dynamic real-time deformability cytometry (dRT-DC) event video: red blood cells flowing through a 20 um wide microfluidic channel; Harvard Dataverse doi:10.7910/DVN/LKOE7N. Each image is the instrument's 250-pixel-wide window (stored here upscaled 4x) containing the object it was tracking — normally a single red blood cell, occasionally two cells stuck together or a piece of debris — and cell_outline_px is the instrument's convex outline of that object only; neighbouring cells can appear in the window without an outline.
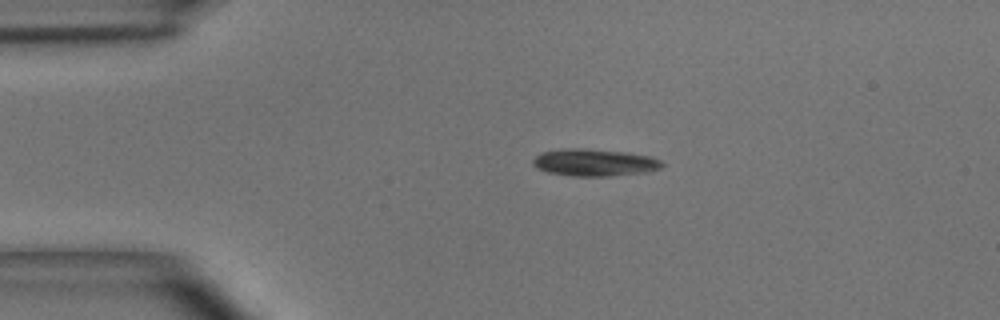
{"species": "common noctule bat (a hibernating species)", "species_latin": "Nyctalus noctula", "temperature_condition": "room temperature", "stored_images_in_passage": 40, "camera_frame_rate_fps": 3000, "um_per_image_px": 0.085, "animal": {"sex": "male", "body_mass_g": 15.6}, "frame": {"image": 1, "passage_image": 1, "time_ms": 0.0, "image_size_px": [1000, 320], "cell_outline_px": [[664, 168], [648, 172], [608, 176], [572, 176], [548, 172], [536, 168], [532, 164], [532, 160], [540, 152], [560, 148], [580, 148], [624, 152], [652, 156], [660, 160], [664, 164]], "centroid_in_image_um": [50.53, 13.81], "position_along_channel_um": 34.5, "area_um2": 20.69}}
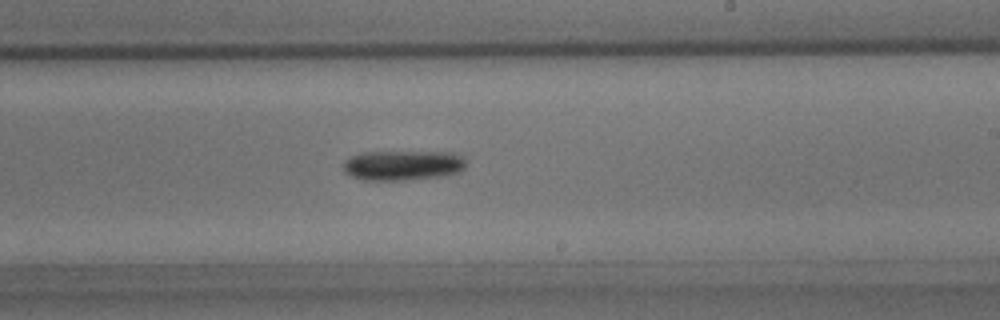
{"frame": {"image": 2, "passage_image": 20, "time_ms": 6.333, "image_size_px": [1000, 320], "cell_outline_px": [[464, 168], [460, 172], [444, 176], [404, 180], [364, 180], [352, 176], [344, 172], [344, 160], [352, 156], [364, 152], [452, 152], [460, 156], [464, 160]], "centroid_in_image_um": [34.23, 14.05], "position_along_channel_um": 254.8, "area_um2": 21.39}}
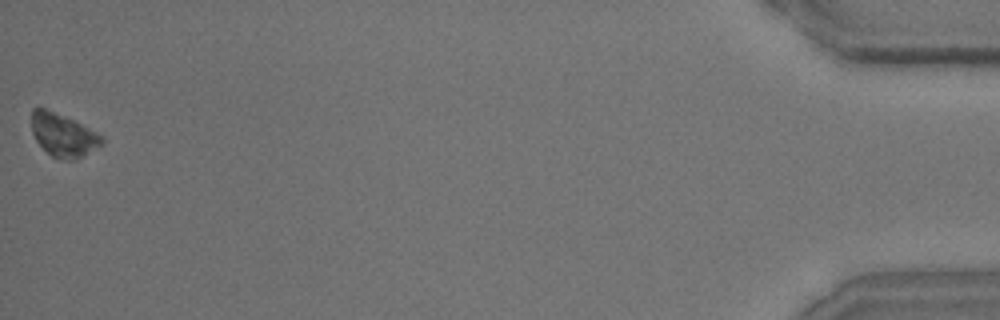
{"frame": {"image": 3, "passage_image": 40, "time_ms": 13.0, "image_size_px": [1000, 320], "cell_outline_px": [[104, 144], [76, 160], [64, 160], [52, 156], [36, 140], [32, 132], [32, 108], [44, 108], [72, 120], [104, 136]], "centroid_in_image_um": [5.4, 11.51], "position_along_channel_um": 429.8, "area_um2": 17.34}, "authors_computed_cell_mechanics": {"area_um2": 20.0277, "velocity_mm_per_s": 4.0417, "shape_relaxation_time_tau1_ms": 1.5173, "shape_relaxation_time_tau2_ms": null, "deformation_change_tau1": 0.1071, "deformation_change_tau2": null}}